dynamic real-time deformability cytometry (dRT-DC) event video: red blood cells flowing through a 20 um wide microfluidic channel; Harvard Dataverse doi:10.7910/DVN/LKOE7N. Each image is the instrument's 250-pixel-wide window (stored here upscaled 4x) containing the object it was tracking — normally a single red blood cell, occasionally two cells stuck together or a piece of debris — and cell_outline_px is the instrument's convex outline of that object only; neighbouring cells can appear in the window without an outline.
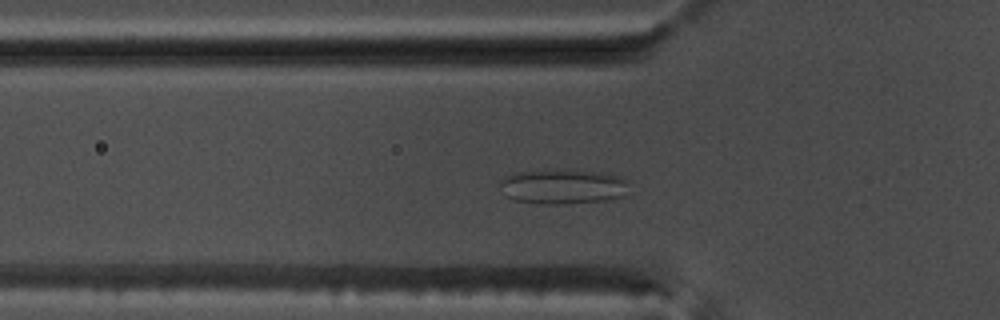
{"species": "common noctule bat (a hibernating species)", "species_latin": "Nyctalus noctula", "temperature_condition": "warm", "stored_images_in_passage": 48, "camera_frame_rate_fps": 3000, "um_per_image_px": 0.085, "animal": {"sex": "male", "body_mass_g": 17.5, "forearm_length_mm": 52.3}, "frame": {"image": 1, "passage_image": 12, "time_ms": 3.667, "image_size_px": [1000, 320], "cell_outline_px": [[628, 180], [624, 196], [604, 200], [556, 204], [540, 204], [512, 200], [504, 196], [500, 184], [500, 180], [504, 176], [516, 172], [556, 168], [568, 168], [600, 172], [624, 176]], "centroid_in_image_um": [47.81, 15.82], "position_along_channel_um": 78.0, "area_um2": 26.93}}
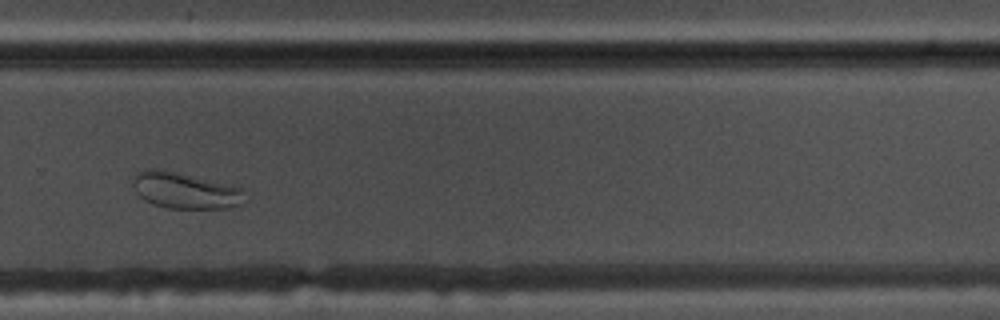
{"frame": {"image": 2, "passage_image": 31, "time_ms": 10.0, "image_size_px": [1000, 320], "cell_outline_px": [[244, 204], [228, 208], [168, 208], [152, 204], [144, 200], [136, 192], [132, 184], [132, 176], [136, 172], [144, 168], [152, 168], [172, 172], [228, 184], [244, 188]], "centroid_in_image_um": [15.71, 16.2], "position_along_channel_um": 314.1, "area_um2": 23.58}}
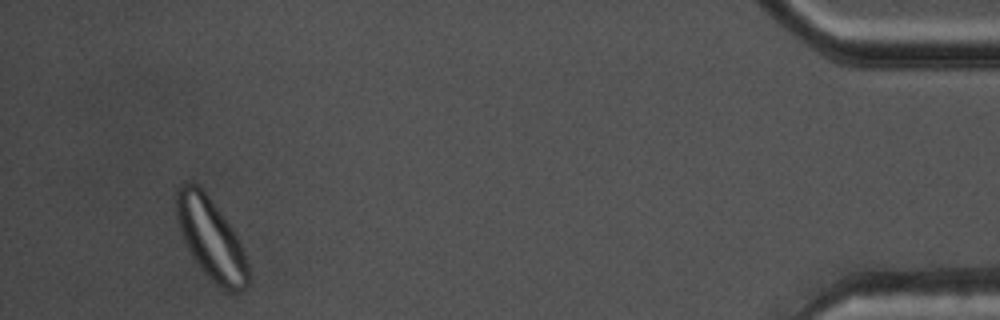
{"frame": {"image": 3, "passage_image": 45, "time_ms": 14.667, "image_size_px": [1000, 320], "cell_outline_px": [[248, 288], [240, 292], [224, 292], [204, 272], [192, 256], [184, 240], [176, 216], [176, 192], [180, 184], [196, 184], [208, 196], [224, 216], [236, 236], [244, 252], [248, 264]], "centroid_in_image_um": [17.95, 20.35], "position_along_channel_um": 417.3, "area_um2": 33.52}}